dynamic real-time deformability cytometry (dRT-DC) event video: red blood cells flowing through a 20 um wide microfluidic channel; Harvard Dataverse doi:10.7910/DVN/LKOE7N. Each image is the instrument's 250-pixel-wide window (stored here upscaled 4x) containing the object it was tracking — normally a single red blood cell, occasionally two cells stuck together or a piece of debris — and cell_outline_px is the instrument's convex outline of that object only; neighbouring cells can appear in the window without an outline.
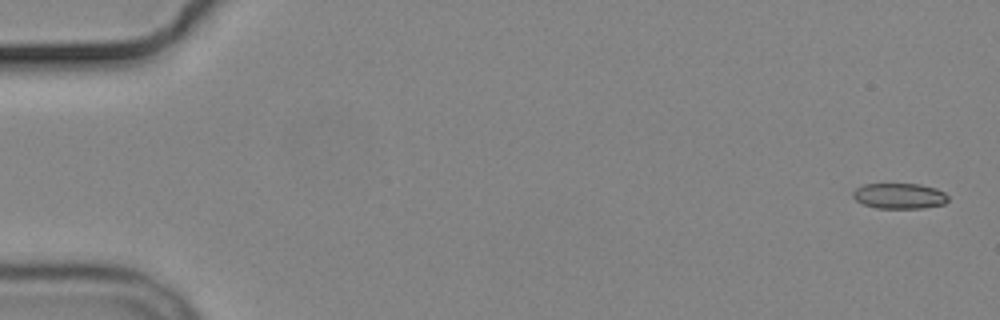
{"species": "common noctule bat (a hibernating species)", "species_latin": "Nyctalus noctula", "temperature_condition": "cold", "stored_images_in_passage": 3, "segment_of_instrument_passage": [2, 2], "camera_frame_rate_fps": 3000, "um_per_image_px": 0.085, "animal": {"sex": "male", "body_mass_g": 19.2, "forearm_length_mm": 51.8}, "frame": {"image": 1, "passage_image": 3, "time_ms": 2.667, "image_size_px": [1000, 320], "cell_outline_px": [[948, 200], [944, 204], [924, 208], [876, 208], [864, 204], [856, 200], [852, 196], [852, 192], [856, 188], [864, 184], [920, 184], [936, 188], [944, 192], [948, 196]], "centroid_in_image_um": [76.45, 16.65], "position_along_channel_um": 8.5, "area_um2": 14.22}}